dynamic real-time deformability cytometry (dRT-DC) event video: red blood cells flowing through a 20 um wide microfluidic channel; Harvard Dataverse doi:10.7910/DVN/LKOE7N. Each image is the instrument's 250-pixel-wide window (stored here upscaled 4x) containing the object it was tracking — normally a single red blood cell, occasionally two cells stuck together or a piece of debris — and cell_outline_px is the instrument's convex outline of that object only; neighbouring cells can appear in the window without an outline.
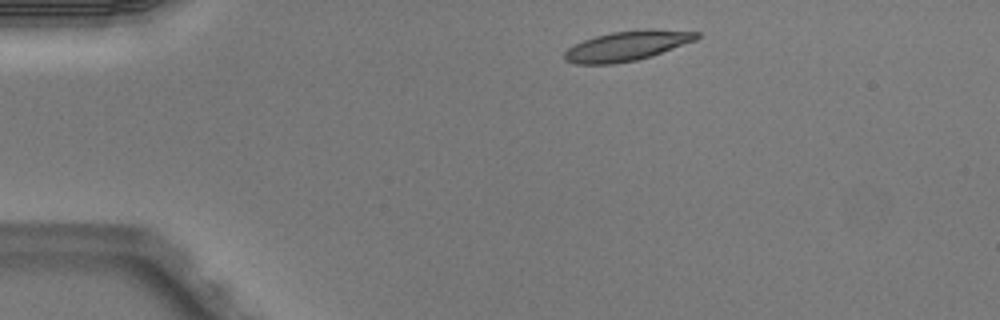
{"species": "Egyptian fruit bat (a non-hibernating species)", "species_latin": "Rousettus aegyptiacus", "temperature_condition": "warm", "stored_images_in_passage": 3, "camera_frame_rate_fps": 3000, "um_per_image_px": 0.085, "animal": {"sex": "male"}, "frame": {"image": 1, "passage_image": 1, "time_ms": 0.0, "image_size_px": [1000, 320], "cell_outline_px": [[700, 36], [696, 40], [636, 60], [612, 64], [576, 64], [564, 60], [564, 52], [568, 48], [584, 40], [596, 36], [612, 32], [640, 28], [648, 28], [700, 32]], "centroid_in_image_um": [53.28, 3.88], "position_along_channel_um": 31.7, "area_um2": 22.83}}
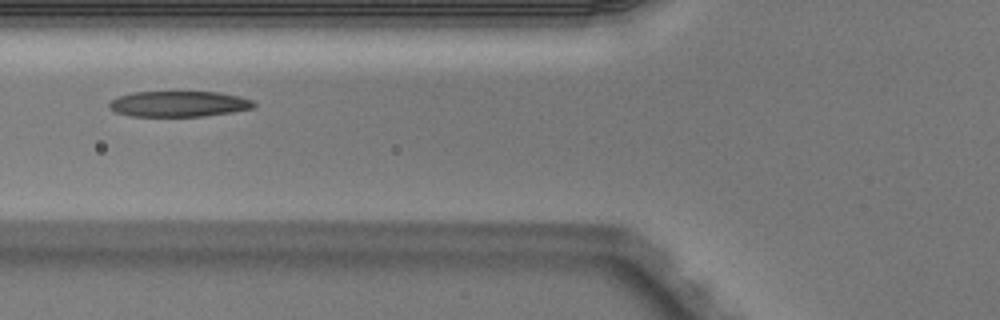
{"frame": {"image": 2, "passage_image": 3, "time_ms": 0.667, "image_size_px": [1000, 320], "cell_outline_px": [[256, 108], [232, 112], [204, 116], [128, 116], [116, 112], [108, 104], [116, 96], [132, 92], [216, 92], [240, 96], [252, 100], [256, 104]], "centroid_in_image_um": [15.22, 8.83], "position_along_channel_um": 110.6, "area_um2": 21.73}}